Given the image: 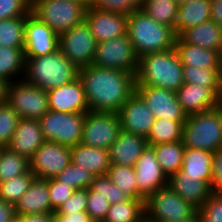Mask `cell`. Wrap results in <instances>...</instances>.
Returning a JSON list of instances; mask_svg holds the SVG:
<instances>
[{
	"label": "cell",
	"instance_id": "30",
	"mask_svg": "<svg viewBox=\"0 0 222 222\" xmlns=\"http://www.w3.org/2000/svg\"><path fill=\"white\" fill-rule=\"evenodd\" d=\"M24 73H25L24 49L1 46L0 78L12 83L16 80L23 79Z\"/></svg>",
	"mask_w": 222,
	"mask_h": 222
},
{
	"label": "cell",
	"instance_id": "50",
	"mask_svg": "<svg viewBox=\"0 0 222 222\" xmlns=\"http://www.w3.org/2000/svg\"><path fill=\"white\" fill-rule=\"evenodd\" d=\"M53 222H94L86 211L54 212Z\"/></svg>",
	"mask_w": 222,
	"mask_h": 222
},
{
	"label": "cell",
	"instance_id": "16",
	"mask_svg": "<svg viewBox=\"0 0 222 222\" xmlns=\"http://www.w3.org/2000/svg\"><path fill=\"white\" fill-rule=\"evenodd\" d=\"M134 169L138 191L145 199L168 185V177L163 172L154 149L149 145L135 163Z\"/></svg>",
	"mask_w": 222,
	"mask_h": 222
},
{
	"label": "cell",
	"instance_id": "7",
	"mask_svg": "<svg viewBox=\"0 0 222 222\" xmlns=\"http://www.w3.org/2000/svg\"><path fill=\"white\" fill-rule=\"evenodd\" d=\"M149 222H177L192 217L198 210L168 185L151 194L144 203Z\"/></svg>",
	"mask_w": 222,
	"mask_h": 222
},
{
	"label": "cell",
	"instance_id": "49",
	"mask_svg": "<svg viewBox=\"0 0 222 222\" xmlns=\"http://www.w3.org/2000/svg\"><path fill=\"white\" fill-rule=\"evenodd\" d=\"M211 191L222 194V148L213 155Z\"/></svg>",
	"mask_w": 222,
	"mask_h": 222
},
{
	"label": "cell",
	"instance_id": "20",
	"mask_svg": "<svg viewBox=\"0 0 222 222\" xmlns=\"http://www.w3.org/2000/svg\"><path fill=\"white\" fill-rule=\"evenodd\" d=\"M49 109L54 112L87 113L84 86L78 77L73 82L47 91Z\"/></svg>",
	"mask_w": 222,
	"mask_h": 222
},
{
	"label": "cell",
	"instance_id": "40",
	"mask_svg": "<svg viewBox=\"0 0 222 222\" xmlns=\"http://www.w3.org/2000/svg\"><path fill=\"white\" fill-rule=\"evenodd\" d=\"M94 177L90 171L70 163L55 179L77 190L89 188Z\"/></svg>",
	"mask_w": 222,
	"mask_h": 222
},
{
	"label": "cell",
	"instance_id": "12",
	"mask_svg": "<svg viewBox=\"0 0 222 222\" xmlns=\"http://www.w3.org/2000/svg\"><path fill=\"white\" fill-rule=\"evenodd\" d=\"M97 42L86 21L59 36V49L78 68L92 65Z\"/></svg>",
	"mask_w": 222,
	"mask_h": 222
},
{
	"label": "cell",
	"instance_id": "2",
	"mask_svg": "<svg viewBox=\"0 0 222 222\" xmlns=\"http://www.w3.org/2000/svg\"><path fill=\"white\" fill-rule=\"evenodd\" d=\"M183 65L175 48L139 57L136 86L160 87L177 92L184 84Z\"/></svg>",
	"mask_w": 222,
	"mask_h": 222
},
{
	"label": "cell",
	"instance_id": "9",
	"mask_svg": "<svg viewBox=\"0 0 222 222\" xmlns=\"http://www.w3.org/2000/svg\"><path fill=\"white\" fill-rule=\"evenodd\" d=\"M7 103L24 119L39 120L50 110L47 92L24 79L9 84Z\"/></svg>",
	"mask_w": 222,
	"mask_h": 222
},
{
	"label": "cell",
	"instance_id": "37",
	"mask_svg": "<svg viewBox=\"0 0 222 222\" xmlns=\"http://www.w3.org/2000/svg\"><path fill=\"white\" fill-rule=\"evenodd\" d=\"M142 10L156 22L174 29L178 13L176 0H144Z\"/></svg>",
	"mask_w": 222,
	"mask_h": 222
},
{
	"label": "cell",
	"instance_id": "39",
	"mask_svg": "<svg viewBox=\"0 0 222 222\" xmlns=\"http://www.w3.org/2000/svg\"><path fill=\"white\" fill-rule=\"evenodd\" d=\"M35 178L29 170L25 174L0 182V199L15 205Z\"/></svg>",
	"mask_w": 222,
	"mask_h": 222
},
{
	"label": "cell",
	"instance_id": "19",
	"mask_svg": "<svg viewBox=\"0 0 222 222\" xmlns=\"http://www.w3.org/2000/svg\"><path fill=\"white\" fill-rule=\"evenodd\" d=\"M128 16L123 13H112L97 10L89 6L85 21L89 25L96 42H104L127 34Z\"/></svg>",
	"mask_w": 222,
	"mask_h": 222
},
{
	"label": "cell",
	"instance_id": "52",
	"mask_svg": "<svg viewBox=\"0 0 222 222\" xmlns=\"http://www.w3.org/2000/svg\"><path fill=\"white\" fill-rule=\"evenodd\" d=\"M20 222H53V213L17 216Z\"/></svg>",
	"mask_w": 222,
	"mask_h": 222
},
{
	"label": "cell",
	"instance_id": "14",
	"mask_svg": "<svg viewBox=\"0 0 222 222\" xmlns=\"http://www.w3.org/2000/svg\"><path fill=\"white\" fill-rule=\"evenodd\" d=\"M135 92L143 99L156 119L186 121L187 114L183 111L176 92L151 86H136Z\"/></svg>",
	"mask_w": 222,
	"mask_h": 222
},
{
	"label": "cell",
	"instance_id": "11",
	"mask_svg": "<svg viewBox=\"0 0 222 222\" xmlns=\"http://www.w3.org/2000/svg\"><path fill=\"white\" fill-rule=\"evenodd\" d=\"M120 131L121 121L118 113L89 110L83 122L81 143L109 150Z\"/></svg>",
	"mask_w": 222,
	"mask_h": 222
},
{
	"label": "cell",
	"instance_id": "59",
	"mask_svg": "<svg viewBox=\"0 0 222 222\" xmlns=\"http://www.w3.org/2000/svg\"><path fill=\"white\" fill-rule=\"evenodd\" d=\"M2 149H3V147H2V146H0V155H1Z\"/></svg>",
	"mask_w": 222,
	"mask_h": 222
},
{
	"label": "cell",
	"instance_id": "48",
	"mask_svg": "<svg viewBox=\"0 0 222 222\" xmlns=\"http://www.w3.org/2000/svg\"><path fill=\"white\" fill-rule=\"evenodd\" d=\"M88 188L77 189L55 212L86 211Z\"/></svg>",
	"mask_w": 222,
	"mask_h": 222
},
{
	"label": "cell",
	"instance_id": "17",
	"mask_svg": "<svg viewBox=\"0 0 222 222\" xmlns=\"http://www.w3.org/2000/svg\"><path fill=\"white\" fill-rule=\"evenodd\" d=\"M187 115L209 111L222 104V88H209L184 83L176 92Z\"/></svg>",
	"mask_w": 222,
	"mask_h": 222
},
{
	"label": "cell",
	"instance_id": "53",
	"mask_svg": "<svg viewBox=\"0 0 222 222\" xmlns=\"http://www.w3.org/2000/svg\"><path fill=\"white\" fill-rule=\"evenodd\" d=\"M211 1V20L222 28V0Z\"/></svg>",
	"mask_w": 222,
	"mask_h": 222
},
{
	"label": "cell",
	"instance_id": "42",
	"mask_svg": "<svg viewBox=\"0 0 222 222\" xmlns=\"http://www.w3.org/2000/svg\"><path fill=\"white\" fill-rule=\"evenodd\" d=\"M89 189L100 193L109 201L110 205L129 199L127 194L117 188L107 175L95 176Z\"/></svg>",
	"mask_w": 222,
	"mask_h": 222
},
{
	"label": "cell",
	"instance_id": "15",
	"mask_svg": "<svg viewBox=\"0 0 222 222\" xmlns=\"http://www.w3.org/2000/svg\"><path fill=\"white\" fill-rule=\"evenodd\" d=\"M24 57L49 55L59 49V35L31 13L25 22Z\"/></svg>",
	"mask_w": 222,
	"mask_h": 222
},
{
	"label": "cell",
	"instance_id": "45",
	"mask_svg": "<svg viewBox=\"0 0 222 222\" xmlns=\"http://www.w3.org/2000/svg\"><path fill=\"white\" fill-rule=\"evenodd\" d=\"M198 213L202 222H222V194L212 192Z\"/></svg>",
	"mask_w": 222,
	"mask_h": 222
},
{
	"label": "cell",
	"instance_id": "55",
	"mask_svg": "<svg viewBox=\"0 0 222 222\" xmlns=\"http://www.w3.org/2000/svg\"><path fill=\"white\" fill-rule=\"evenodd\" d=\"M177 222H202V218L197 211L192 217Z\"/></svg>",
	"mask_w": 222,
	"mask_h": 222
},
{
	"label": "cell",
	"instance_id": "29",
	"mask_svg": "<svg viewBox=\"0 0 222 222\" xmlns=\"http://www.w3.org/2000/svg\"><path fill=\"white\" fill-rule=\"evenodd\" d=\"M211 20V1L195 0L178 6L174 32L178 37L186 29Z\"/></svg>",
	"mask_w": 222,
	"mask_h": 222
},
{
	"label": "cell",
	"instance_id": "38",
	"mask_svg": "<svg viewBox=\"0 0 222 222\" xmlns=\"http://www.w3.org/2000/svg\"><path fill=\"white\" fill-rule=\"evenodd\" d=\"M184 83L209 88H222V69H202L183 66Z\"/></svg>",
	"mask_w": 222,
	"mask_h": 222
},
{
	"label": "cell",
	"instance_id": "32",
	"mask_svg": "<svg viewBox=\"0 0 222 222\" xmlns=\"http://www.w3.org/2000/svg\"><path fill=\"white\" fill-rule=\"evenodd\" d=\"M145 200L129 198L110 205L103 222H141L145 218Z\"/></svg>",
	"mask_w": 222,
	"mask_h": 222
},
{
	"label": "cell",
	"instance_id": "22",
	"mask_svg": "<svg viewBox=\"0 0 222 222\" xmlns=\"http://www.w3.org/2000/svg\"><path fill=\"white\" fill-rule=\"evenodd\" d=\"M147 146L146 138L121 130L109 148L110 163L134 167Z\"/></svg>",
	"mask_w": 222,
	"mask_h": 222
},
{
	"label": "cell",
	"instance_id": "4",
	"mask_svg": "<svg viewBox=\"0 0 222 222\" xmlns=\"http://www.w3.org/2000/svg\"><path fill=\"white\" fill-rule=\"evenodd\" d=\"M79 77V69L60 49L49 55L25 58L23 79L46 92L69 84Z\"/></svg>",
	"mask_w": 222,
	"mask_h": 222
},
{
	"label": "cell",
	"instance_id": "35",
	"mask_svg": "<svg viewBox=\"0 0 222 222\" xmlns=\"http://www.w3.org/2000/svg\"><path fill=\"white\" fill-rule=\"evenodd\" d=\"M107 176L129 198L145 199L138 191L134 167L112 164L108 169Z\"/></svg>",
	"mask_w": 222,
	"mask_h": 222
},
{
	"label": "cell",
	"instance_id": "23",
	"mask_svg": "<svg viewBox=\"0 0 222 222\" xmlns=\"http://www.w3.org/2000/svg\"><path fill=\"white\" fill-rule=\"evenodd\" d=\"M175 50L183 66L202 69H222V54L197 45L184 42L179 36L175 40Z\"/></svg>",
	"mask_w": 222,
	"mask_h": 222
},
{
	"label": "cell",
	"instance_id": "36",
	"mask_svg": "<svg viewBox=\"0 0 222 222\" xmlns=\"http://www.w3.org/2000/svg\"><path fill=\"white\" fill-rule=\"evenodd\" d=\"M30 170L29 159L8 147L2 149L0 155V182L27 173Z\"/></svg>",
	"mask_w": 222,
	"mask_h": 222
},
{
	"label": "cell",
	"instance_id": "34",
	"mask_svg": "<svg viewBox=\"0 0 222 222\" xmlns=\"http://www.w3.org/2000/svg\"><path fill=\"white\" fill-rule=\"evenodd\" d=\"M26 16L0 20V47L24 48Z\"/></svg>",
	"mask_w": 222,
	"mask_h": 222
},
{
	"label": "cell",
	"instance_id": "1",
	"mask_svg": "<svg viewBox=\"0 0 222 222\" xmlns=\"http://www.w3.org/2000/svg\"><path fill=\"white\" fill-rule=\"evenodd\" d=\"M136 74L89 65L79 69L89 110L118 113L135 93Z\"/></svg>",
	"mask_w": 222,
	"mask_h": 222
},
{
	"label": "cell",
	"instance_id": "46",
	"mask_svg": "<svg viewBox=\"0 0 222 222\" xmlns=\"http://www.w3.org/2000/svg\"><path fill=\"white\" fill-rule=\"evenodd\" d=\"M49 199L52 211L55 212L75 192L74 188L57 181L55 178L48 179Z\"/></svg>",
	"mask_w": 222,
	"mask_h": 222
},
{
	"label": "cell",
	"instance_id": "10",
	"mask_svg": "<svg viewBox=\"0 0 222 222\" xmlns=\"http://www.w3.org/2000/svg\"><path fill=\"white\" fill-rule=\"evenodd\" d=\"M139 58L128 34L99 42L92 65L136 74Z\"/></svg>",
	"mask_w": 222,
	"mask_h": 222
},
{
	"label": "cell",
	"instance_id": "25",
	"mask_svg": "<svg viewBox=\"0 0 222 222\" xmlns=\"http://www.w3.org/2000/svg\"><path fill=\"white\" fill-rule=\"evenodd\" d=\"M168 186L197 210L211 195V187L203 180H195L181 170L168 178Z\"/></svg>",
	"mask_w": 222,
	"mask_h": 222
},
{
	"label": "cell",
	"instance_id": "58",
	"mask_svg": "<svg viewBox=\"0 0 222 222\" xmlns=\"http://www.w3.org/2000/svg\"><path fill=\"white\" fill-rule=\"evenodd\" d=\"M141 222H149V221L144 218Z\"/></svg>",
	"mask_w": 222,
	"mask_h": 222
},
{
	"label": "cell",
	"instance_id": "28",
	"mask_svg": "<svg viewBox=\"0 0 222 222\" xmlns=\"http://www.w3.org/2000/svg\"><path fill=\"white\" fill-rule=\"evenodd\" d=\"M213 152L185 148L181 171L195 180H203L210 187L213 172Z\"/></svg>",
	"mask_w": 222,
	"mask_h": 222
},
{
	"label": "cell",
	"instance_id": "5",
	"mask_svg": "<svg viewBox=\"0 0 222 222\" xmlns=\"http://www.w3.org/2000/svg\"><path fill=\"white\" fill-rule=\"evenodd\" d=\"M183 143L185 148L213 153L222 148V104L209 111L187 115Z\"/></svg>",
	"mask_w": 222,
	"mask_h": 222
},
{
	"label": "cell",
	"instance_id": "56",
	"mask_svg": "<svg viewBox=\"0 0 222 222\" xmlns=\"http://www.w3.org/2000/svg\"><path fill=\"white\" fill-rule=\"evenodd\" d=\"M68 1L77 2V3H84L89 7L91 5L92 0H68Z\"/></svg>",
	"mask_w": 222,
	"mask_h": 222
},
{
	"label": "cell",
	"instance_id": "13",
	"mask_svg": "<svg viewBox=\"0 0 222 222\" xmlns=\"http://www.w3.org/2000/svg\"><path fill=\"white\" fill-rule=\"evenodd\" d=\"M29 163L30 171L36 178H55L71 163V147L45 141Z\"/></svg>",
	"mask_w": 222,
	"mask_h": 222
},
{
	"label": "cell",
	"instance_id": "27",
	"mask_svg": "<svg viewBox=\"0 0 222 222\" xmlns=\"http://www.w3.org/2000/svg\"><path fill=\"white\" fill-rule=\"evenodd\" d=\"M179 37L186 43L219 51L222 54V28L213 20L190 27L183 31Z\"/></svg>",
	"mask_w": 222,
	"mask_h": 222
},
{
	"label": "cell",
	"instance_id": "51",
	"mask_svg": "<svg viewBox=\"0 0 222 222\" xmlns=\"http://www.w3.org/2000/svg\"><path fill=\"white\" fill-rule=\"evenodd\" d=\"M17 218L15 205L0 199V222H13Z\"/></svg>",
	"mask_w": 222,
	"mask_h": 222
},
{
	"label": "cell",
	"instance_id": "26",
	"mask_svg": "<svg viewBox=\"0 0 222 222\" xmlns=\"http://www.w3.org/2000/svg\"><path fill=\"white\" fill-rule=\"evenodd\" d=\"M71 163L90 171L95 176L107 175L111 166L109 150L79 143L71 147Z\"/></svg>",
	"mask_w": 222,
	"mask_h": 222
},
{
	"label": "cell",
	"instance_id": "3",
	"mask_svg": "<svg viewBox=\"0 0 222 222\" xmlns=\"http://www.w3.org/2000/svg\"><path fill=\"white\" fill-rule=\"evenodd\" d=\"M127 34L138 58L173 49L177 37L172 27L156 22L144 10L128 15Z\"/></svg>",
	"mask_w": 222,
	"mask_h": 222
},
{
	"label": "cell",
	"instance_id": "57",
	"mask_svg": "<svg viewBox=\"0 0 222 222\" xmlns=\"http://www.w3.org/2000/svg\"><path fill=\"white\" fill-rule=\"evenodd\" d=\"M192 1H195V0H176L178 6H181V5L190 3V2H192Z\"/></svg>",
	"mask_w": 222,
	"mask_h": 222
},
{
	"label": "cell",
	"instance_id": "31",
	"mask_svg": "<svg viewBox=\"0 0 222 222\" xmlns=\"http://www.w3.org/2000/svg\"><path fill=\"white\" fill-rule=\"evenodd\" d=\"M151 147L154 149L158 162L168 178L181 169L185 151L183 140L152 145Z\"/></svg>",
	"mask_w": 222,
	"mask_h": 222
},
{
	"label": "cell",
	"instance_id": "8",
	"mask_svg": "<svg viewBox=\"0 0 222 222\" xmlns=\"http://www.w3.org/2000/svg\"><path fill=\"white\" fill-rule=\"evenodd\" d=\"M86 113H64L49 110L38 121L45 141L68 147L81 143Z\"/></svg>",
	"mask_w": 222,
	"mask_h": 222
},
{
	"label": "cell",
	"instance_id": "6",
	"mask_svg": "<svg viewBox=\"0 0 222 222\" xmlns=\"http://www.w3.org/2000/svg\"><path fill=\"white\" fill-rule=\"evenodd\" d=\"M88 6L68 0H33L31 14L46 23L57 35L85 21Z\"/></svg>",
	"mask_w": 222,
	"mask_h": 222
},
{
	"label": "cell",
	"instance_id": "18",
	"mask_svg": "<svg viewBox=\"0 0 222 222\" xmlns=\"http://www.w3.org/2000/svg\"><path fill=\"white\" fill-rule=\"evenodd\" d=\"M121 130L146 138L155 122V116L135 92L118 112Z\"/></svg>",
	"mask_w": 222,
	"mask_h": 222
},
{
	"label": "cell",
	"instance_id": "24",
	"mask_svg": "<svg viewBox=\"0 0 222 222\" xmlns=\"http://www.w3.org/2000/svg\"><path fill=\"white\" fill-rule=\"evenodd\" d=\"M17 216L54 213L49 199L48 179L35 178L15 204Z\"/></svg>",
	"mask_w": 222,
	"mask_h": 222
},
{
	"label": "cell",
	"instance_id": "43",
	"mask_svg": "<svg viewBox=\"0 0 222 222\" xmlns=\"http://www.w3.org/2000/svg\"><path fill=\"white\" fill-rule=\"evenodd\" d=\"M144 0H92L91 7L112 13H131L143 9Z\"/></svg>",
	"mask_w": 222,
	"mask_h": 222
},
{
	"label": "cell",
	"instance_id": "47",
	"mask_svg": "<svg viewBox=\"0 0 222 222\" xmlns=\"http://www.w3.org/2000/svg\"><path fill=\"white\" fill-rule=\"evenodd\" d=\"M30 13V0H0V20L27 16Z\"/></svg>",
	"mask_w": 222,
	"mask_h": 222
},
{
	"label": "cell",
	"instance_id": "21",
	"mask_svg": "<svg viewBox=\"0 0 222 222\" xmlns=\"http://www.w3.org/2000/svg\"><path fill=\"white\" fill-rule=\"evenodd\" d=\"M44 142L39 121L20 118L8 148L30 159Z\"/></svg>",
	"mask_w": 222,
	"mask_h": 222
},
{
	"label": "cell",
	"instance_id": "54",
	"mask_svg": "<svg viewBox=\"0 0 222 222\" xmlns=\"http://www.w3.org/2000/svg\"><path fill=\"white\" fill-rule=\"evenodd\" d=\"M9 84V81L0 78V104L7 102Z\"/></svg>",
	"mask_w": 222,
	"mask_h": 222
},
{
	"label": "cell",
	"instance_id": "44",
	"mask_svg": "<svg viewBox=\"0 0 222 222\" xmlns=\"http://www.w3.org/2000/svg\"><path fill=\"white\" fill-rule=\"evenodd\" d=\"M109 207L110 203L105 197L88 188L86 212L94 222H103Z\"/></svg>",
	"mask_w": 222,
	"mask_h": 222
},
{
	"label": "cell",
	"instance_id": "41",
	"mask_svg": "<svg viewBox=\"0 0 222 222\" xmlns=\"http://www.w3.org/2000/svg\"><path fill=\"white\" fill-rule=\"evenodd\" d=\"M18 113L6 102L0 104V146L8 147L19 123Z\"/></svg>",
	"mask_w": 222,
	"mask_h": 222
},
{
	"label": "cell",
	"instance_id": "33",
	"mask_svg": "<svg viewBox=\"0 0 222 222\" xmlns=\"http://www.w3.org/2000/svg\"><path fill=\"white\" fill-rule=\"evenodd\" d=\"M185 121L155 119L146 137L149 146L183 140V125Z\"/></svg>",
	"mask_w": 222,
	"mask_h": 222
}]
</instances>
